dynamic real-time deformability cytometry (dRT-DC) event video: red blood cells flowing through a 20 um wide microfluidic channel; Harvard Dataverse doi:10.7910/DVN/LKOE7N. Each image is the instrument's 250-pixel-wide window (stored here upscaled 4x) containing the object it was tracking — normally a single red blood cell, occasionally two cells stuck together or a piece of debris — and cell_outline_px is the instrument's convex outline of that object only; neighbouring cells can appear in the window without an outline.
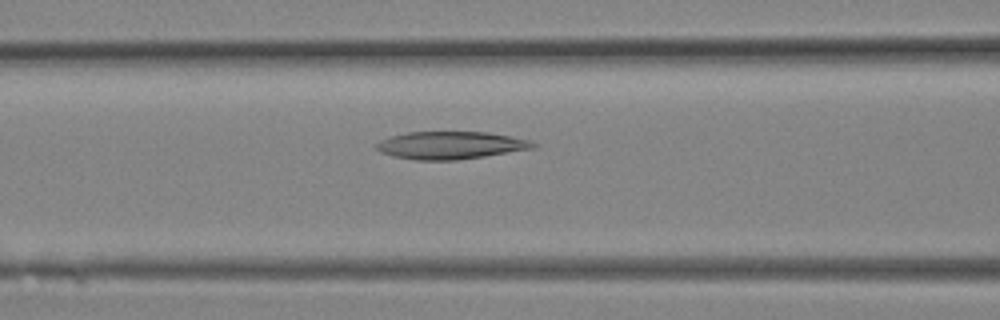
{"species": "Egyptian fruit bat (a non-hibernating species)", "species_latin": "Rousettus aegyptiacus", "temperature_condition": "room temperature", "stored_images_in_passage": 12, "camera_frame_rate_fps": 3000, "um_per_image_px": 0.085, "animal": {"sex": "female"}, "frame": {"image": 1, "passage_image": 10, "time_ms": 3.0, "image_size_px": [1000, 320], "cell_outline_px": [[536, 148], [484, 156], [456, 160], [416, 160], [396, 156], [380, 152], [376, 148], [376, 144], [380, 140], [392, 136], [408, 132], [484, 132], [508, 136], [528, 140], [536, 144]], "centroid_in_image_um": [38.29, 12.35], "position_along_channel_um": 128.3, "area_um2": 24.85}}
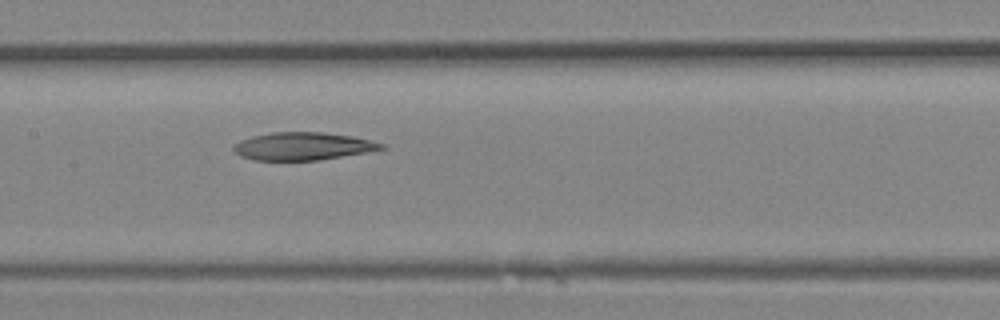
{"frame": {"image": 2, "passage_image": 12, "time_ms": 3.667, "image_size_px": [1000, 320], "cell_outline_px": [[388, 148], [320, 160], [252, 160], [240, 156], [232, 148], [232, 144], [240, 140], [252, 136], [272, 132], [324, 132], [352, 136], [384, 144]], "centroid_in_image_um": [25.7, 12.42], "position_along_channel_um": 181.7, "area_um2": 23.93}}